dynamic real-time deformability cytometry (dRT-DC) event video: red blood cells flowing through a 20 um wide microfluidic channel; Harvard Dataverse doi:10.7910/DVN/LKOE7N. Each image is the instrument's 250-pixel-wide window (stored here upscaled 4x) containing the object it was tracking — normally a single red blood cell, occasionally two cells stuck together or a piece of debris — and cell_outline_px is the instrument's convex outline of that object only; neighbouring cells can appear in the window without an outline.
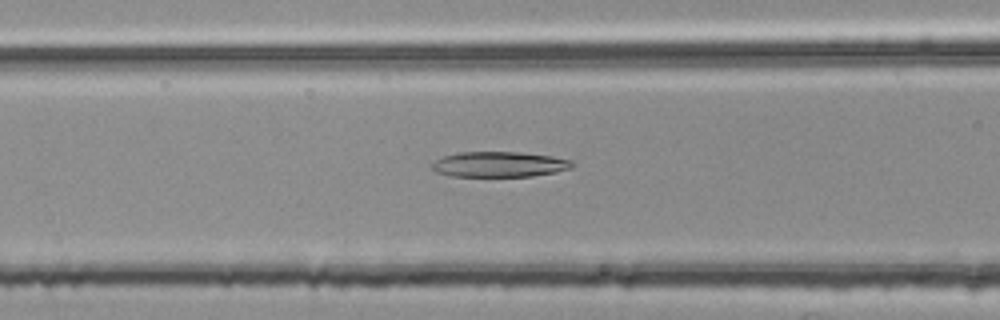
{"species": "common noctule bat (a hibernating species)", "species_latin": "Nyctalus noctula", "temperature_condition": "room temperature", "stored_images_in_passage": 39, "camera_frame_rate_fps": 3000, "um_per_image_px": 0.085, "animal": {"sex": "female", "body_mass_g": 25.1}, "frame": {"image": 1, "passage_image": 7, "time_ms": 2.0, "image_size_px": [1000, 320], "cell_outline_px": [[572, 168], [556, 172], [532, 176], [452, 176], [436, 172], [432, 168], [432, 164], [436, 160], [444, 156], [460, 152], [520, 152], [552, 156], [572, 160]], "centroid_in_image_um": [42.46, 13.97], "position_along_channel_um": 124.1, "area_um2": 20.63}}
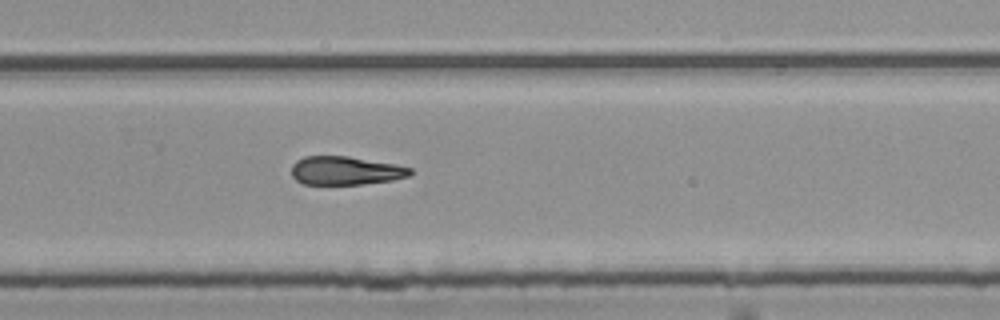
{"frame": {"image": 2, "passage_image": 21, "time_ms": 6.667, "image_size_px": [1000, 320], "cell_outline_px": [[412, 172], [408, 176], [392, 180], [364, 184], [304, 184], [296, 180], [292, 176], [292, 164], [296, 160], [304, 156], [348, 156], [396, 164], [412, 168]], "centroid_in_image_um": [29.36, 14.5], "position_along_channel_um": 300.4, "area_um2": 19.77}}
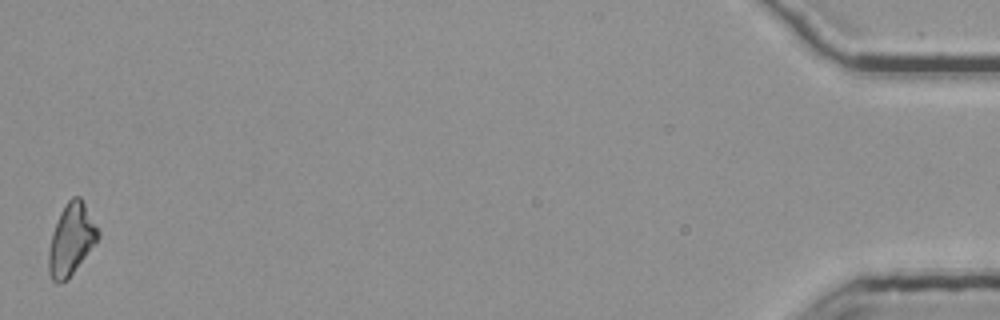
{"frame": {"image": 3, "passage_image": 39, "time_ms": 12.667, "image_size_px": [1000, 320], "cell_outline_px": [[100, 236], [72, 272], [60, 284], [56, 284], [52, 280], [48, 272], [48, 248], [52, 232], [60, 212], [68, 200], [72, 196], [80, 196], [100, 232]], "centroid_in_image_um": [6.02, 20.33], "position_along_channel_um": 429.2, "area_um2": 20.17}}